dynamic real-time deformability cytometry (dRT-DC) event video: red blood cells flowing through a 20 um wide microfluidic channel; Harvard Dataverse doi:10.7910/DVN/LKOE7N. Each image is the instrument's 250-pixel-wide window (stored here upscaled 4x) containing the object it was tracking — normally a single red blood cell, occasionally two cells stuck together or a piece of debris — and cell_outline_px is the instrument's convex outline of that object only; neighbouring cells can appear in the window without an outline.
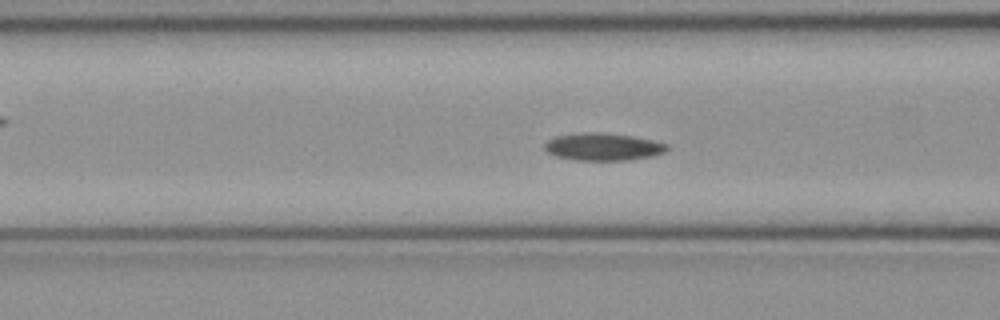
{"species": "common noctule bat (a hibernating species)", "species_latin": "Nyctalus noctula", "temperature_condition": "cold", "stored_images_in_passage": 43, "camera_frame_rate_fps": 3000, "um_per_image_px": 0.085, "animal": {"sex": "female", "body_mass_g": 21.9}, "frame": {"image": 1, "passage_image": 12, "time_ms": 3.667, "image_size_px": [1000, 320], "cell_outline_px": [[668, 148], [664, 152], [652, 156], [628, 160], [576, 160], [556, 156], [548, 152], [544, 148], [544, 144], [548, 140], [556, 136], [580, 132], [604, 132], [632, 136], [652, 140], [668, 144]], "centroid_in_image_um": [51.25, 12.47], "position_along_channel_um": 115.4, "area_um2": 19.59}}
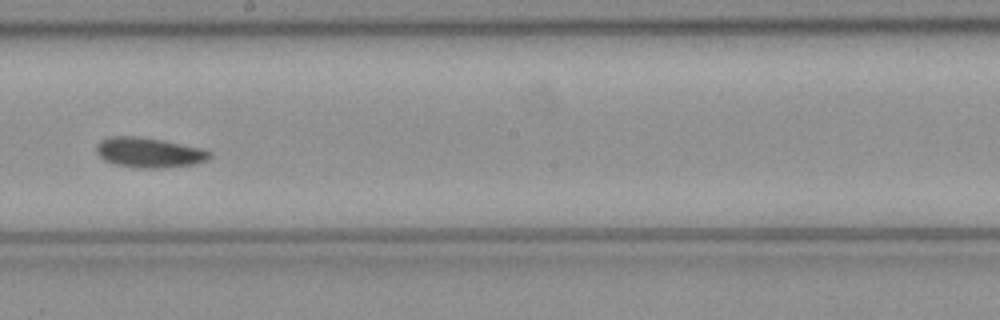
{"frame": {"image": 2, "passage_image": 21, "time_ms": 6.667, "image_size_px": [1000, 320], "cell_outline_px": [[212, 156], [208, 160], [196, 164], [160, 168], [136, 168], [116, 164], [104, 160], [96, 152], [96, 144], [100, 140], [108, 136], [136, 136], [164, 140], [204, 148], [212, 152]], "centroid_in_image_um": [12.7, 12.96], "position_along_channel_um": 235.5, "area_um2": 20.17}}
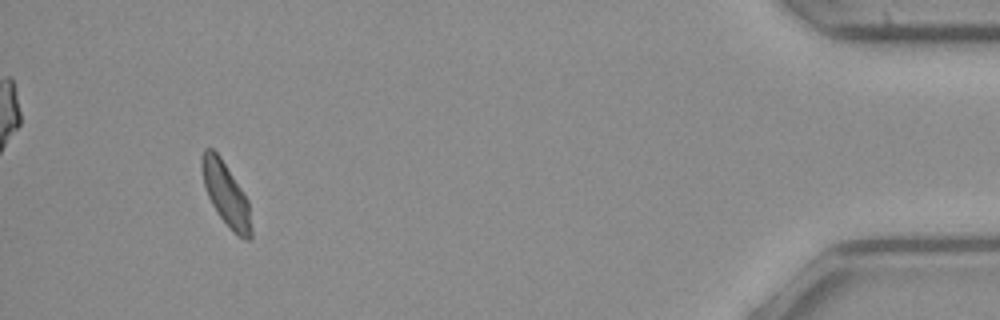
{"frame": {"image": 3, "passage_image": 40, "time_ms": 13.0, "image_size_px": [1000, 320], "cell_outline_px": [[252, 236], [248, 240], [244, 240], [236, 236], [232, 232], [220, 216], [212, 204], [208, 196], [204, 184], [200, 168], [200, 156], [204, 148], [212, 148], [220, 156], [248, 200], [252, 228]], "centroid_in_image_um": [19.19, 16.51], "position_along_channel_um": 416.0, "area_um2": 18.32}, "authors_computed_cell_mechanics": {"area_um2": 19.074, "velocity_mm_per_s": 4.0033, "shape_relaxation_time_tau1_ms": null, "shape_relaxation_time_tau2_ms": 9.7604, "deformation_change_tau1": null, "deformation_change_tau2": 0.1503}}